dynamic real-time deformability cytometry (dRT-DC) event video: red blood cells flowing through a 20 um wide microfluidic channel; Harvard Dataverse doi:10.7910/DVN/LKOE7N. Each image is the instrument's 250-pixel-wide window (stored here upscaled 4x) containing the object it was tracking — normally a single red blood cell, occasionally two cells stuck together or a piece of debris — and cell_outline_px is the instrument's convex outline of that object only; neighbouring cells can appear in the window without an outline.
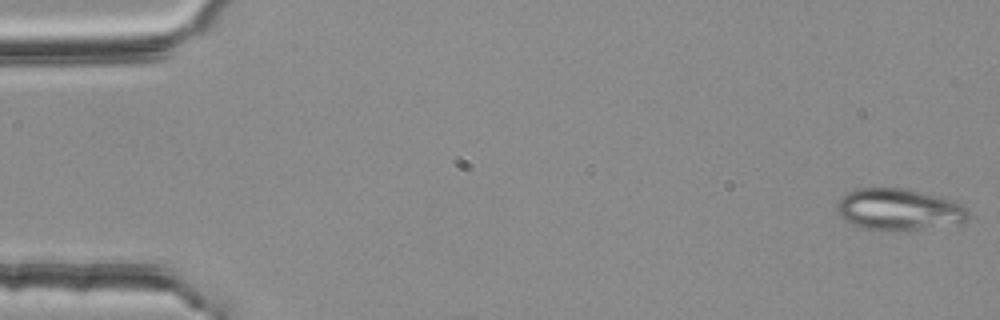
{"species": "common noctule bat (a hibernating species)", "species_latin": "Nyctalus noctula", "temperature_condition": "room temperature", "stored_images_in_passage": 35, "camera_frame_rate_fps": 3000, "um_per_image_px": 0.085, "animal": {"sex": "female", "body_mass_g": 25.1}, "frame": {"image": 1, "passage_image": 1, "time_ms": 0.0, "image_size_px": [1000, 320], "cell_outline_px": [[972, 212], [968, 220], [960, 224], [916, 228], [864, 228], [852, 224], [844, 220], [836, 212], [836, 204], [840, 196], [856, 188], [904, 188], [952, 200], [968, 208]], "centroid_in_image_um": [76.4, 17.77], "position_along_channel_um": 8.6, "area_um2": 31.39}}
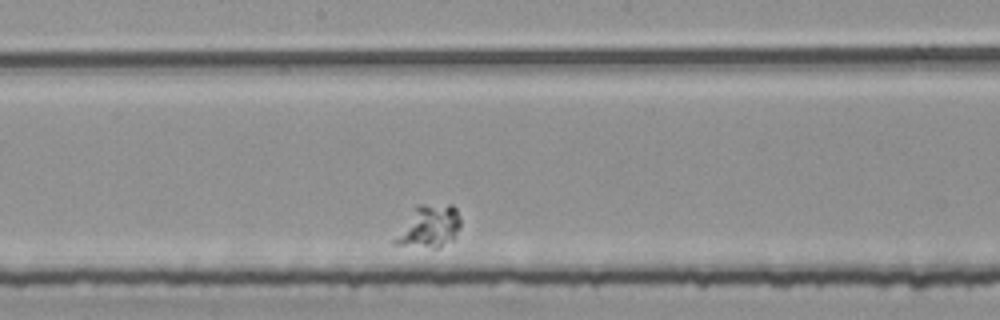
{"frame": {"image": 2, "passage_image": 20, "time_ms": 6.333, "image_size_px": [1000, 320], "cell_outline_px": [[460, 224], [452, 240], [440, 248], [432, 248], [392, 244], [392, 240], [416, 204], [452, 204], [456, 208], [460, 220]], "centroid_in_image_um": [36.45, 19.24], "position_along_channel_um": 211.7, "area_um2": 16.3}}
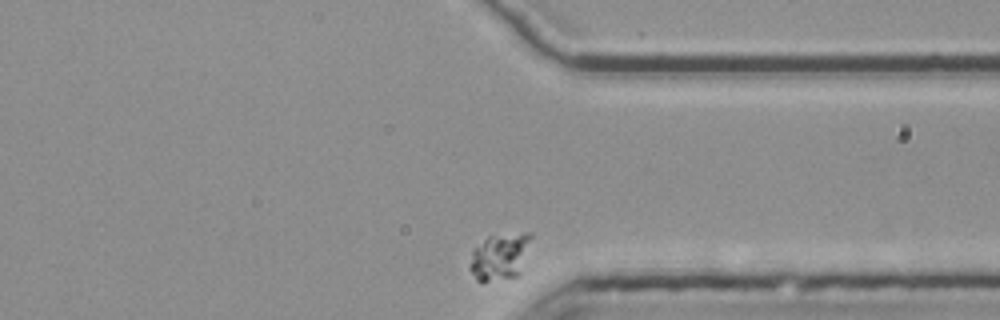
{"frame": {"image": 3, "passage_image": 35, "time_ms": 11.333, "image_size_px": [1000, 320], "cell_outline_px": [[532, 236], [516, 276], [488, 280], [476, 280], [468, 268], [472, 248], [488, 236], [524, 232], [532, 232]], "centroid_in_image_um": [42.41, 21.76], "position_along_channel_um": 369.0, "area_um2": 16.24}}